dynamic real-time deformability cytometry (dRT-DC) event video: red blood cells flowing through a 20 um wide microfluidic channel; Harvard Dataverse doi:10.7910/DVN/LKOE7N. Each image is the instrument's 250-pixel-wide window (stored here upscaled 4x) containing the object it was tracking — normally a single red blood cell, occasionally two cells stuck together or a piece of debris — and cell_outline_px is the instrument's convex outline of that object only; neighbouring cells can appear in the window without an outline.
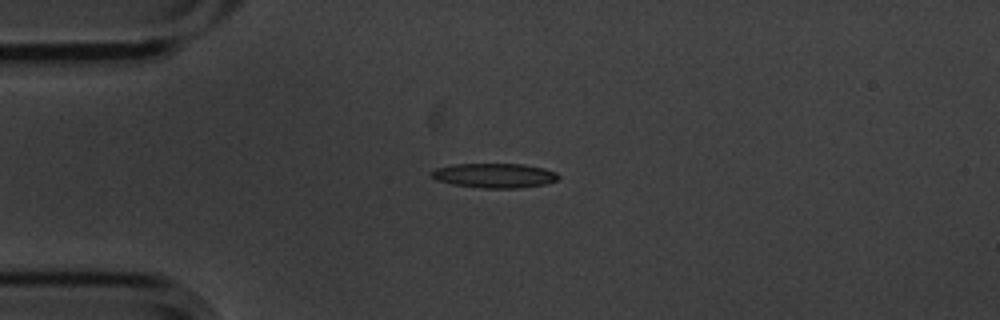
{"species": "common noctule bat (a hibernating species)", "species_latin": "Nyctalus noctula", "temperature_condition": "cold", "stored_images_in_passage": 11, "camera_frame_rate_fps": 3000, "um_per_image_px": 0.085, "animal": {"sex": "male", "body_mass_g": 20.1, "forearm_length_mm": 53.5}, "frame": {"image": 1, "passage_image": 1, "time_ms": 0.0, "image_size_px": [1000, 320], "cell_outline_px": [[560, 176], [556, 180], [548, 184], [520, 188], [484, 188], [452, 184], [436, 180], [428, 172], [436, 168], [452, 164], [524, 164], [544, 168], [556, 172]], "centroid_in_image_um": [42.03, 14.92], "position_along_channel_um": 43.0, "area_um2": 18.32}}
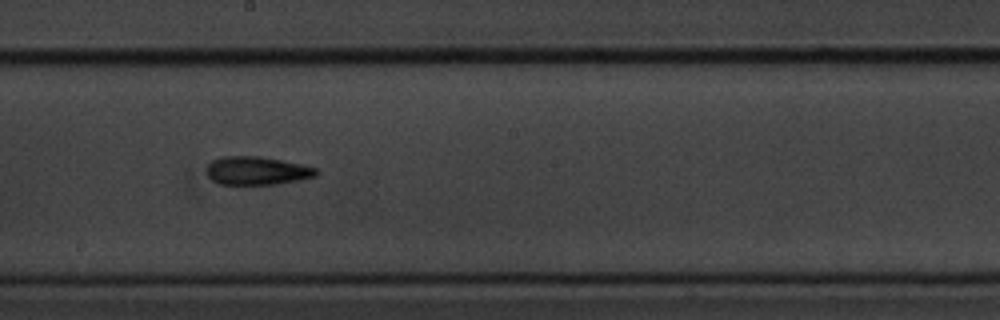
{"frame": {"image": 2, "passage_image": 6, "time_ms": 1.667, "image_size_px": [1000, 320], "cell_outline_px": [[320, 172], [316, 176], [276, 184], [220, 184], [212, 180], [208, 176], [208, 164], [212, 160], [220, 156], [260, 156], [300, 164], [316, 168]], "centroid_in_image_um": [21.82, 14.5], "position_along_channel_um": 226.4, "area_um2": 17.92}}
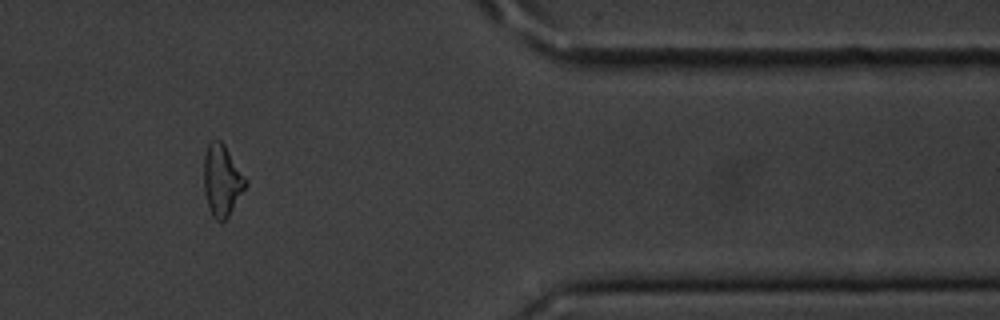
{"frame": {"image": 3, "passage_image": 10, "time_ms": 3.0, "image_size_px": [1000, 320], "cell_outline_px": [[248, 184], [228, 216], [224, 220], [216, 220], [212, 216], [204, 192], [204, 156], [208, 144], [212, 140], [220, 140], [224, 144], [248, 180]], "centroid_in_image_um": [18.88, 15.31], "position_along_channel_um": 392.5, "area_um2": 17.28}}